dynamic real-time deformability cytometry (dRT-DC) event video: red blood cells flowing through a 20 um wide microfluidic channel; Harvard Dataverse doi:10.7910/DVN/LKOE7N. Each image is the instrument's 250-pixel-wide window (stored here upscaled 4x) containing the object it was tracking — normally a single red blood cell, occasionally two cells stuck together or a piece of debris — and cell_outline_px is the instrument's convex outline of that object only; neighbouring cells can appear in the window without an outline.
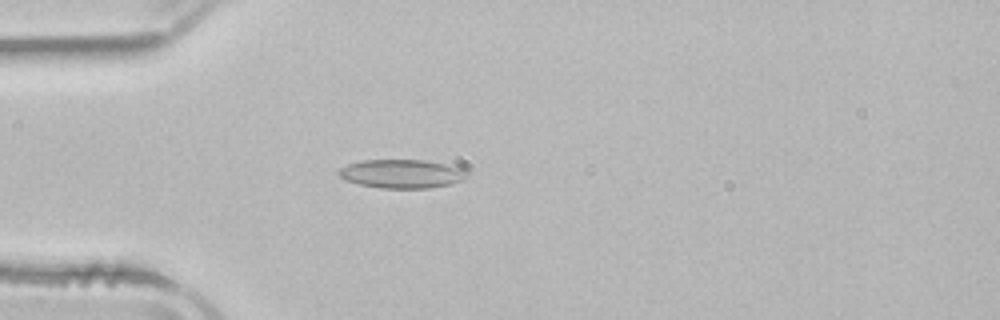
{"species": "common noctule bat (a hibernating species)", "species_latin": "Nyctalus noctula", "temperature_condition": "room temperature", "stored_images_in_passage": 44, "camera_frame_rate_fps": 3000, "um_per_image_px": 0.085, "animal": {"sex": "male", "body_mass_g": 21.5, "forearm_length_mm": 52.0}, "frame": {"image": 1, "passage_image": 6, "time_ms": 1.667, "image_size_px": [1000, 320], "cell_outline_px": [[468, 172], [464, 180], [452, 184], [432, 188], [380, 188], [360, 184], [344, 180], [336, 172], [340, 168], [348, 164], [364, 160], [424, 160], [464, 168]], "centroid_in_image_um": [34.17, 14.78], "position_along_channel_um": 50.8, "area_um2": 21.56}}
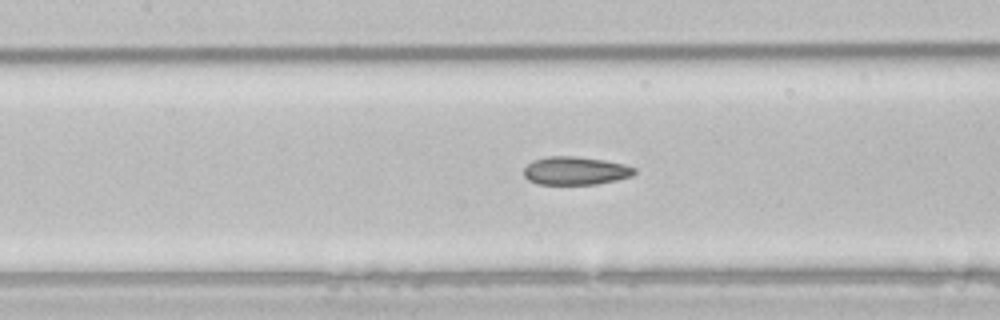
{"frame": {"image": 2, "passage_image": 15, "time_ms": 4.667, "image_size_px": [1000, 320], "cell_outline_px": [[636, 172], [632, 176], [616, 180], [596, 184], [540, 184], [528, 180], [524, 176], [524, 168], [532, 160], [548, 156], [576, 156], [604, 160], [624, 164], [636, 168]], "centroid_in_image_um": [48.91, 14.51], "position_along_channel_um": 158.5, "area_um2": 18.21}}
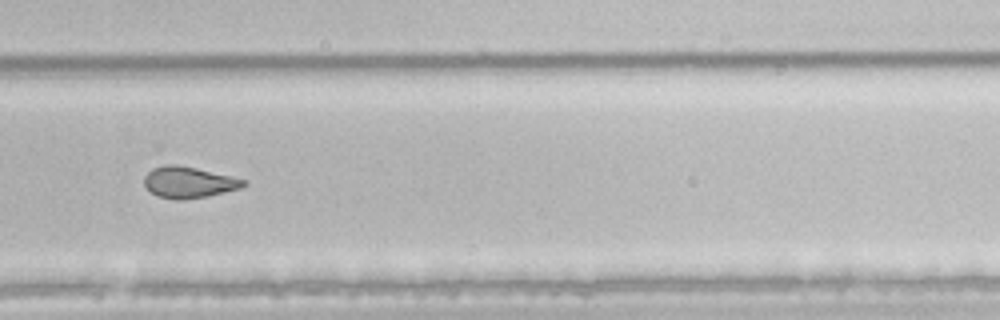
{"frame": {"image": 3, "passage_image": 27, "time_ms": 8.667, "image_size_px": [1000, 320], "cell_outline_px": [[248, 184], [240, 188], [208, 196], [184, 200], [176, 200], [160, 196], [152, 192], [144, 184], [144, 176], [152, 168], [164, 164], [176, 164], [196, 168], [248, 180]], "centroid_in_image_um": [16.06, 15.49], "position_along_channel_um": 313.7, "area_um2": 18.09}, "authors_computed_cell_mechanics": {"area_um2": 19.4208, "velocity_mm_per_s": 3.8984, "shape_relaxation_time_tau1_ms": null, "shape_relaxation_time_tau2_ms": 2.6886, "deformation_change_tau1": null, "deformation_change_tau2": 0.094}}